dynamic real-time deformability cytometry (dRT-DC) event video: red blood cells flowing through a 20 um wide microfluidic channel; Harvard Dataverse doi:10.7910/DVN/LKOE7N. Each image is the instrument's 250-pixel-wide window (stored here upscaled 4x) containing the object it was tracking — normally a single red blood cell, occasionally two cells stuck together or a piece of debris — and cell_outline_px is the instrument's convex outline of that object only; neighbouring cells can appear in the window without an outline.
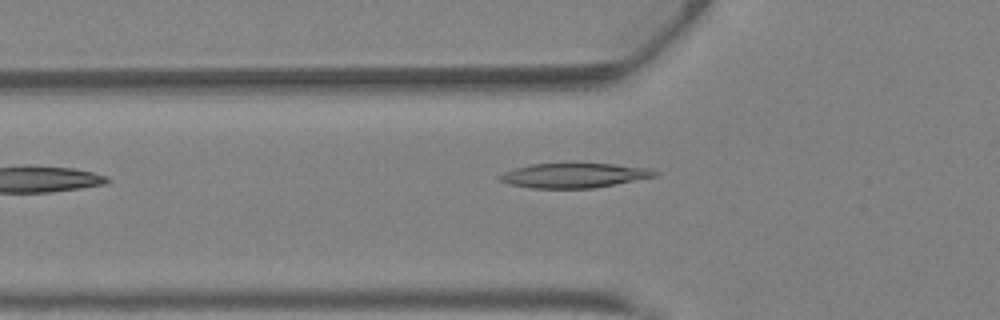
{"species": "Egyptian fruit bat (a non-hibernating species)", "species_latin": "Rousettus aegyptiacus", "temperature_condition": "warm", "stored_images_in_passage": 30, "camera_frame_rate_fps": 3000, "um_per_image_px": 0.085, "animal": {"sex": "female"}, "frame": {"image": 1, "passage_image": 3, "time_ms": 0.667, "image_size_px": [1000, 320], "cell_outline_px": [[660, 176], [616, 184], [592, 188], [532, 188], [508, 184], [500, 180], [496, 176], [504, 172], [516, 168], [532, 164], [572, 160], [652, 168], [660, 172]], "centroid_in_image_um": [48.85, 14.86], "position_along_channel_um": 76.9, "area_um2": 23.47}}
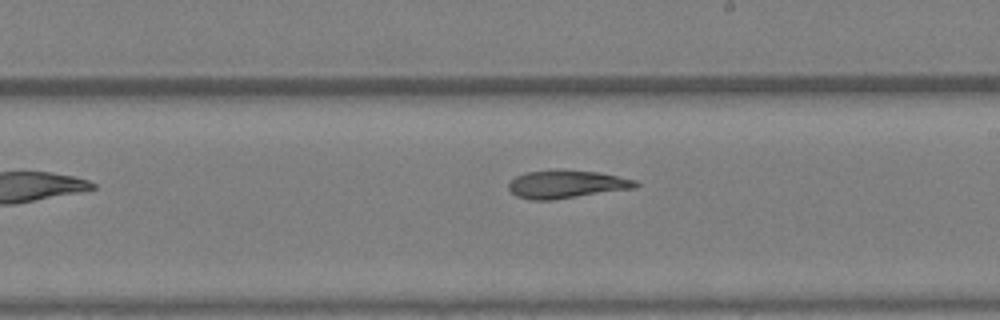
{"frame": {"image": 2, "passage_image": 13, "time_ms": 4.0, "image_size_px": [1000, 320], "cell_outline_px": [[640, 184], [636, 188], [552, 200], [532, 200], [516, 196], [508, 188], [508, 184], [516, 176], [524, 172], [600, 172], [636, 180]], "centroid_in_image_um": [48.18, 15.7], "position_along_channel_um": 240.8, "area_um2": 20.06}}
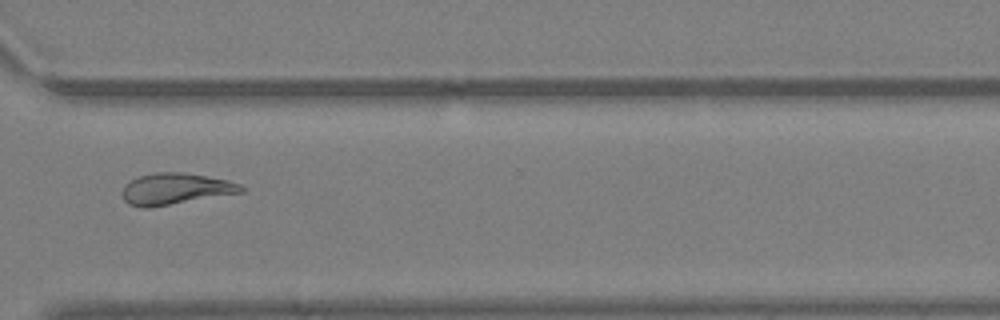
{"frame": {"image": 3, "passage_image": 20, "time_ms": 6.333, "image_size_px": [1000, 320], "cell_outline_px": [[248, 188], [244, 192], [148, 208], [140, 208], [128, 204], [124, 200], [124, 184], [140, 176], [156, 172], [184, 172], [208, 176], [228, 180], [240, 184]], "centroid_in_image_um": [14.96, 16.05], "position_along_channel_um": 355.6, "area_um2": 21.79}}